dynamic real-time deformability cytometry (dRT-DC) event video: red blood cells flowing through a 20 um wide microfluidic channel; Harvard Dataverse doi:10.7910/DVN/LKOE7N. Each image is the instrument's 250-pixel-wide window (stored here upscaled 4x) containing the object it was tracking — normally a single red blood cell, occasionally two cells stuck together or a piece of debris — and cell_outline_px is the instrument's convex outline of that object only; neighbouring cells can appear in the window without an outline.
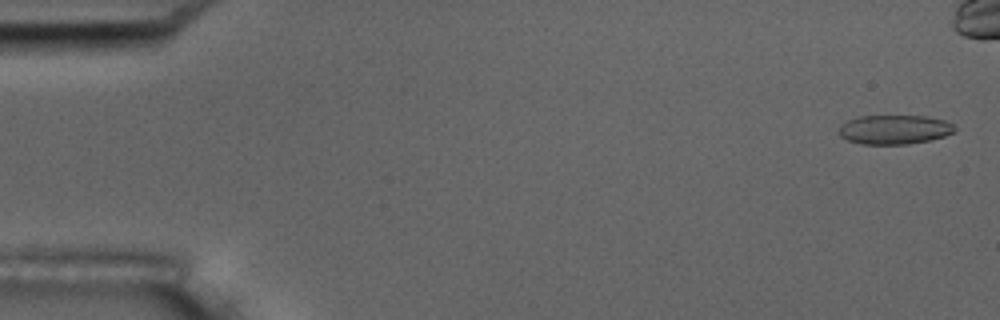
{"species": "common noctule bat (a hibernating species)", "species_latin": "Nyctalus noctula", "temperature_condition": "room temperature", "stored_images_in_passage": 6, "camera_frame_rate_fps": 3000, "um_per_image_px": 0.085, "animal": {"sex": "male", "body_mass_g": 17.5, "forearm_length_mm": 52.3}, "frame": {"image": 1, "passage_image": 1, "time_ms": 0.0, "image_size_px": [1000, 320], "cell_outline_px": [[956, 128], [952, 132], [944, 136], [928, 140], [908, 144], [860, 144], [848, 140], [840, 136], [836, 132], [840, 124], [848, 120], [860, 116], [928, 116], [944, 120], [952, 124]], "centroid_in_image_um": [75.96, 11.01], "position_along_channel_um": 9.0, "area_um2": 19.77}}
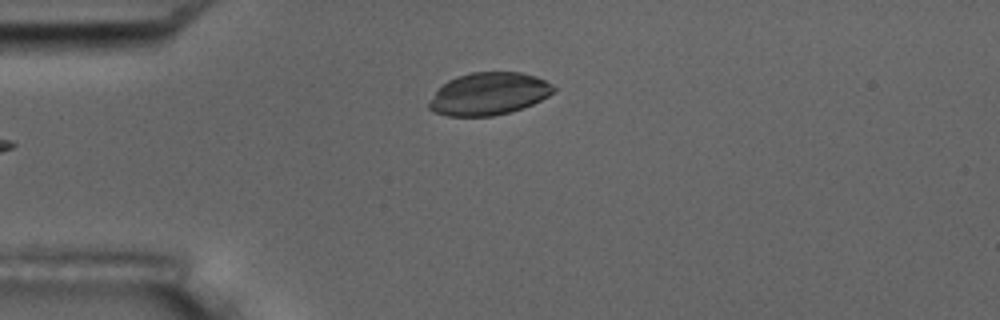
{"frame": {"image": 2, "passage_image": 6, "time_ms": 6.0, "image_size_px": [1000, 320], "cell_outline_px": [[556, 88], [548, 96], [532, 104], [508, 112], [492, 116], [448, 116], [436, 112], [428, 108], [428, 100], [448, 80], [456, 76], [472, 72], [520, 72], [536, 76], [552, 84]], "centroid_in_image_um": [41.53, 7.97], "position_along_channel_um": 43.5, "area_um2": 30.58}}